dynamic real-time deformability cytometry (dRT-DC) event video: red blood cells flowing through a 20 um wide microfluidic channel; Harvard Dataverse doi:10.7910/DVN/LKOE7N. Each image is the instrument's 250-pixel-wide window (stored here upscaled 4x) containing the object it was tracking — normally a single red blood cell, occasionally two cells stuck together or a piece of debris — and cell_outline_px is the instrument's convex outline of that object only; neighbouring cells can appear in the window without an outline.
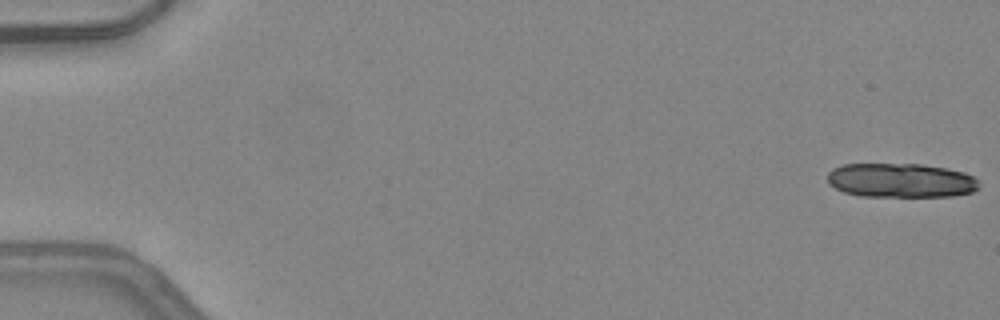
{"species": "common noctule bat (a hibernating species)", "species_latin": "Nyctalus noctula", "temperature_condition": "warm", "stored_images_in_passage": 51, "camera_frame_rate_fps": 3000, "um_per_image_px": 0.085, "animal": {"sex": "female", "body_mass_g": 24.6, "forearm_length_mm": 56.2}, "frame": {"image": 1, "passage_image": 1, "time_ms": 0.0, "image_size_px": [1000, 320], "cell_outline_px": [[980, 188], [972, 192], [952, 196], [860, 196], [844, 192], [828, 184], [828, 172], [832, 168], [844, 164], [920, 164], [948, 168], [964, 172], [972, 176], [980, 184]], "centroid_in_image_um": [76.57, 15.33], "position_along_channel_um": 8.4, "area_um2": 30.4}}
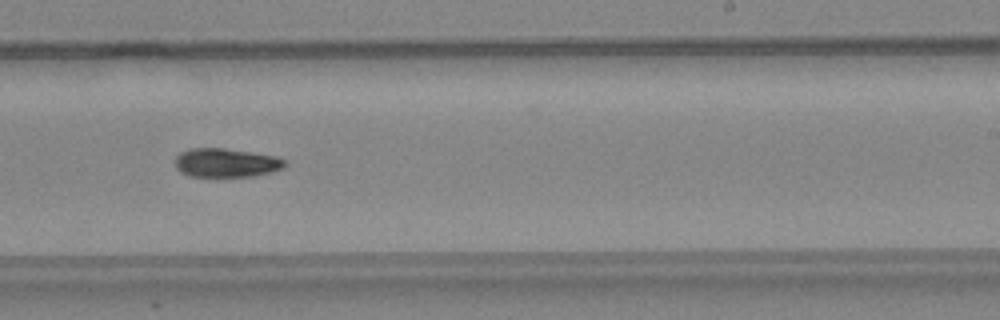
{"frame": {"image": 2, "passage_image": 32, "time_ms": 10.333, "image_size_px": [1000, 320], "cell_outline_px": [[288, 164], [284, 168], [272, 172], [252, 176], [188, 176], [180, 172], [176, 168], [176, 156], [180, 152], [192, 148], [224, 148], [276, 156], [284, 160]], "centroid_in_image_um": [19.23, 13.83], "position_along_channel_um": 269.8, "area_um2": 18.44}, "authors_computed_cell_mechanics": {"area_um2": 19.363, "velocity_mm_per_s": 4.2578, "shape_relaxation_time_tau1_ms": 5.1146, "shape_relaxation_time_tau2_ms": null, "deformation_change_tau1": 0.153, "deformation_change_tau2": null}}